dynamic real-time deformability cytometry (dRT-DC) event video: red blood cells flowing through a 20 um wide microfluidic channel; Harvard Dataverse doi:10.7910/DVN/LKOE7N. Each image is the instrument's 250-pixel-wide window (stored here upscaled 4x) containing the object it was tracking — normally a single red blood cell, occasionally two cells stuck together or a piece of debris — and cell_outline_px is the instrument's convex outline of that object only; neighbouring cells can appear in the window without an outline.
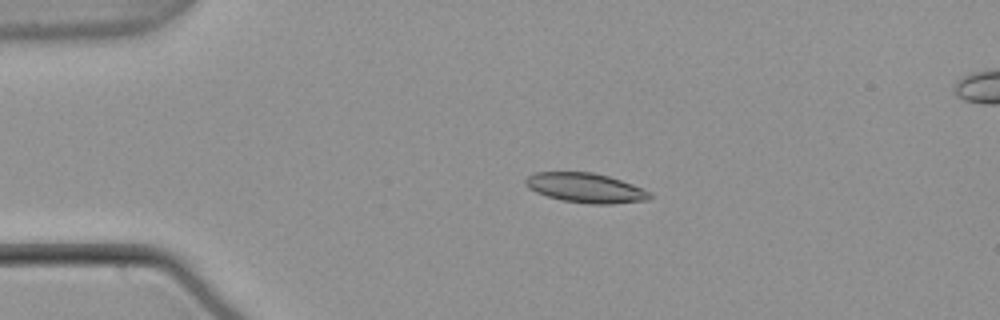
{"species": "common noctule bat (a hibernating species)", "species_latin": "Nyctalus noctula", "temperature_condition": "warm", "stored_images_in_passage": 43, "camera_frame_rate_fps": 3000, "um_per_image_px": 0.085, "animal": {"sex": "male", "body_mass_g": 21.5, "forearm_length_mm": 52.0}, "frame": {"image": 1, "passage_image": 1, "time_ms": 0.0, "image_size_px": [1000, 320], "cell_outline_px": [[652, 196], [648, 200], [612, 204], [588, 204], [560, 200], [536, 192], [528, 188], [524, 184], [524, 180], [528, 176], [536, 172], [592, 172], [608, 176], [632, 184], [652, 192]], "centroid_in_image_um": [49.77, 15.98], "position_along_channel_um": 35.2, "area_um2": 21.56}}
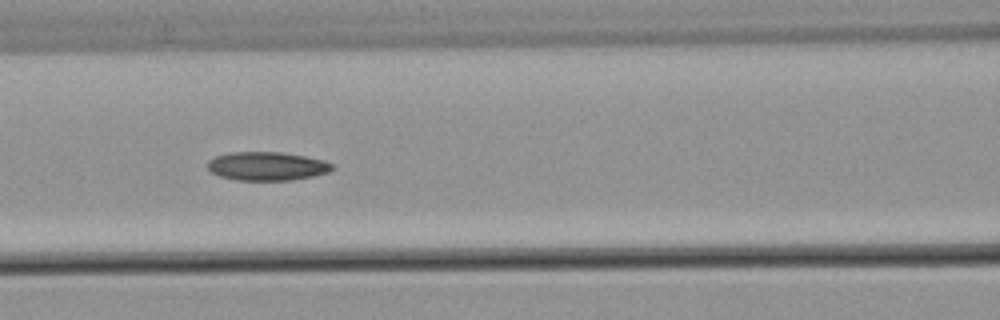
{"frame": {"image": 2, "passage_image": 13, "time_ms": 4.0, "image_size_px": [1000, 320], "cell_outline_px": [[336, 168], [328, 172], [312, 176], [288, 180], [236, 180], [220, 176], [212, 172], [208, 168], [208, 160], [216, 156], [228, 152], [280, 152], [304, 156], [324, 160], [332, 164]], "centroid_in_image_um": [22.69, 14.12], "position_along_channel_um": 143.9, "area_um2": 20.69}}
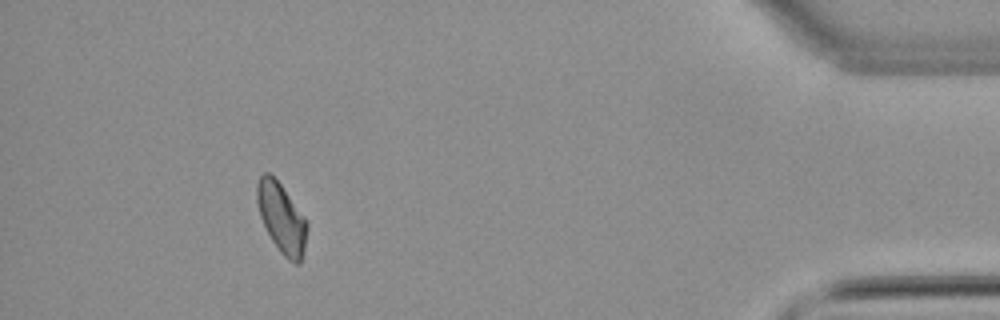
{"frame": {"image": 3, "passage_image": 39, "time_ms": 12.667, "image_size_px": [1000, 320], "cell_outline_px": [[308, 228], [304, 248], [300, 264], [296, 264], [288, 260], [280, 252], [272, 240], [260, 216], [256, 200], [256, 184], [260, 176], [264, 172], [268, 172], [280, 184], [308, 224]], "centroid_in_image_um": [23.91, 18.55], "position_along_channel_um": 411.3, "area_um2": 19.94}}